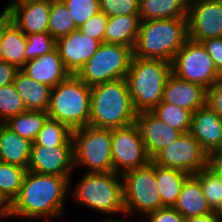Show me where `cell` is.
I'll list each match as a JSON object with an SVG mask.
<instances>
[{
    "label": "cell",
    "instance_id": "cell-1",
    "mask_svg": "<svg viewBox=\"0 0 222 222\" xmlns=\"http://www.w3.org/2000/svg\"><path fill=\"white\" fill-rule=\"evenodd\" d=\"M70 177L27 170L19 194L10 204V218H45L47 222L50 218H64V202L72 182Z\"/></svg>",
    "mask_w": 222,
    "mask_h": 222
},
{
    "label": "cell",
    "instance_id": "cell-2",
    "mask_svg": "<svg viewBox=\"0 0 222 222\" xmlns=\"http://www.w3.org/2000/svg\"><path fill=\"white\" fill-rule=\"evenodd\" d=\"M136 115L125 78L91 87L89 125L123 128L135 123Z\"/></svg>",
    "mask_w": 222,
    "mask_h": 222
},
{
    "label": "cell",
    "instance_id": "cell-3",
    "mask_svg": "<svg viewBox=\"0 0 222 222\" xmlns=\"http://www.w3.org/2000/svg\"><path fill=\"white\" fill-rule=\"evenodd\" d=\"M187 40V18L141 20L133 56L172 62Z\"/></svg>",
    "mask_w": 222,
    "mask_h": 222
},
{
    "label": "cell",
    "instance_id": "cell-4",
    "mask_svg": "<svg viewBox=\"0 0 222 222\" xmlns=\"http://www.w3.org/2000/svg\"><path fill=\"white\" fill-rule=\"evenodd\" d=\"M171 62L161 59L132 57L126 82L134 110L152 111L163 97Z\"/></svg>",
    "mask_w": 222,
    "mask_h": 222
},
{
    "label": "cell",
    "instance_id": "cell-5",
    "mask_svg": "<svg viewBox=\"0 0 222 222\" xmlns=\"http://www.w3.org/2000/svg\"><path fill=\"white\" fill-rule=\"evenodd\" d=\"M76 183L71 196L99 213L125 215L123 182L120 174L112 172H85Z\"/></svg>",
    "mask_w": 222,
    "mask_h": 222
},
{
    "label": "cell",
    "instance_id": "cell-6",
    "mask_svg": "<svg viewBox=\"0 0 222 222\" xmlns=\"http://www.w3.org/2000/svg\"><path fill=\"white\" fill-rule=\"evenodd\" d=\"M91 87L77 75L51 89L48 117L67 125L72 131L89 125Z\"/></svg>",
    "mask_w": 222,
    "mask_h": 222
},
{
    "label": "cell",
    "instance_id": "cell-7",
    "mask_svg": "<svg viewBox=\"0 0 222 222\" xmlns=\"http://www.w3.org/2000/svg\"><path fill=\"white\" fill-rule=\"evenodd\" d=\"M74 167H85L86 172H112L111 129L91 125L72 131Z\"/></svg>",
    "mask_w": 222,
    "mask_h": 222
},
{
    "label": "cell",
    "instance_id": "cell-8",
    "mask_svg": "<svg viewBox=\"0 0 222 222\" xmlns=\"http://www.w3.org/2000/svg\"><path fill=\"white\" fill-rule=\"evenodd\" d=\"M123 182L124 211L127 217L139 212L147 213L162 207L160 192L156 181L155 164L151 161L140 168L121 175Z\"/></svg>",
    "mask_w": 222,
    "mask_h": 222
},
{
    "label": "cell",
    "instance_id": "cell-9",
    "mask_svg": "<svg viewBox=\"0 0 222 222\" xmlns=\"http://www.w3.org/2000/svg\"><path fill=\"white\" fill-rule=\"evenodd\" d=\"M132 57L131 47L102 43L76 75L90 87L124 79L129 71Z\"/></svg>",
    "mask_w": 222,
    "mask_h": 222
},
{
    "label": "cell",
    "instance_id": "cell-10",
    "mask_svg": "<svg viewBox=\"0 0 222 222\" xmlns=\"http://www.w3.org/2000/svg\"><path fill=\"white\" fill-rule=\"evenodd\" d=\"M171 71L177 77L210 88L221 78L212 58L202 43L188 39L171 62Z\"/></svg>",
    "mask_w": 222,
    "mask_h": 222
},
{
    "label": "cell",
    "instance_id": "cell-11",
    "mask_svg": "<svg viewBox=\"0 0 222 222\" xmlns=\"http://www.w3.org/2000/svg\"><path fill=\"white\" fill-rule=\"evenodd\" d=\"M209 154L190 132L181 134L173 143L159 150L151 162L158 166L178 169L190 175L208 166Z\"/></svg>",
    "mask_w": 222,
    "mask_h": 222
},
{
    "label": "cell",
    "instance_id": "cell-12",
    "mask_svg": "<svg viewBox=\"0 0 222 222\" xmlns=\"http://www.w3.org/2000/svg\"><path fill=\"white\" fill-rule=\"evenodd\" d=\"M111 150L113 171L120 175L143 167L151 161L136 123L111 129Z\"/></svg>",
    "mask_w": 222,
    "mask_h": 222
},
{
    "label": "cell",
    "instance_id": "cell-13",
    "mask_svg": "<svg viewBox=\"0 0 222 222\" xmlns=\"http://www.w3.org/2000/svg\"><path fill=\"white\" fill-rule=\"evenodd\" d=\"M187 29L194 42L222 37V0H188Z\"/></svg>",
    "mask_w": 222,
    "mask_h": 222
},
{
    "label": "cell",
    "instance_id": "cell-14",
    "mask_svg": "<svg viewBox=\"0 0 222 222\" xmlns=\"http://www.w3.org/2000/svg\"><path fill=\"white\" fill-rule=\"evenodd\" d=\"M74 169V146L32 144L27 170L38 174L70 176Z\"/></svg>",
    "mask_w": 222,
    "mask_h": 222
},
{
    "label": "cell",
    "instance_id": "cell-15",
    "mask_svg": "<svg viewBox=\"0 0 222 222\" xmlns=\"http://www.w3.org/2000/svg\"><path fill=\"white\" fill-rule=\"evenodd\" d=\"M101 41L93 39L76 29L56 40V48L70 74L76 75L99 49Z\"/></svg>",
    "mask_w": 222,
    "mask_h": 222
},
{
    "label": "cell",
    "instance_id": "cell-16",
    "mask_svg": "<svg viewBox=\"0 0 222 222\" xmlns=\"http://www.w3.org/2000/svg\"><path fill=\"white\" fill-rule=\"evenodd\" d=\"M3 10L8 18L26 35L48 32L51 0L8 3Z\"/></svg>",
    "mask_w": 222,
    "mask_h": 222
},
{
    "label": "cell",
    "instance_id": "cell-17",
    "mask_svg": "<svg viewBox=\"0 0 222 222\" xmlns=\"http://www.w3.org/2000/svg\"><path fill=\"white\" fill-rule=\"evenodd\" d=\"M135 123L140 129L142 140L150 159L182 134L164 123L151 111L137 113Z\"/></svg>",
    "mask_w": 222,
    "mask_h": 222
},
{
    "label": "cell",
    "instance_id": "cell-18",
    "mask_svg": "<svg viewBox=\"0 0 222 222\" xmlns=\"http://www.w3.org/2000/svg\"><path fill=\"white\" fill-rule=\"evenodd\" d=\"M206 90L200 84L183 80L171 73L164 87L162 102L180 106L194 113L206 105Z\"/></svg>",
    "mask_w": 222,
    "mask_h": 222
},
{
    "label": "cell",
    "instance_id": "cell-19",
    "mask_svg": "<svg viewBox=\"0 0 222 222\" xmlns=\"http://www.w3.org/2000/svg\"><path fill=\"white\" fill-rule=\"evenodd\" d=\"M190 133L210 154L222 147V118L205 105L192 113Z\"/></svg>",
    "mask_w": 222,
    "mask_h": 222
},
{
    "label": "cell",
    "instance_id": "cell-20",
    "mask_svg": "<svg viewBox=\"0 0 222 222\" xmlns=\"http://www.w3.org/2000/svg\"><path fill=\"white\" fill-rule=\"evenodd\" d=\"M20 70L28 77L51 88L71 75L65 68L57 48L27 61Z\"/></svg>",
    "mask_w": 222,
    "mask_h": 222
},
{
    "label": "cell",
    "instance_id": "cell-21",
    "mask_svg": "<svg viewBox=\"0 0 222 222\" xmlns=\"http://www.w3.org/2000/svg\"><path fill=\"white\" fill-rule=\"evenodd\" d=\"M26 34L3 13L1 15L0 58L21 69L26 63Z\"/></svg>",
    "mask_w": 222,
    "mask_h": 222
},
{
    "label": "cell",
    "instance_id": "cell-22",
    "mask_svg": "<svg viewBox=\"0 0 222 222\" xmlns=\"http://www.w3.org/2000/svg\"><path fill=\"white\" fill-rule=\"evenodd\" d=\"M32 143L0 123V161L28 169Z\"/></svg>",
    "mask_w": 222,
    "mask_h": 222
},
{
    "label": "cell",
    "instance_id": "cell-23",
    "mask_svg": "<svg viewBox=\"0 0 222 222\" xmlns=\"http://www.w3.org/2000/svg\"><path fill=\"white\" fill-rule=\"evenodd\" d=\"M174 208L184 217L201 216L211 212L199 180L190 175L184 182Z\"/></svg>",
    "mask_w": 222,
    "mask_h": 222
},
{
    "label": "cell",
    "instance_id": "cell-24",
    "mask_svg": "<svg viewBox=\"0 0 222 222\" xmlns=\"http://www.w3.org/2000/svg\"><path fill=\"white\" fill-rule=\"evenodd\" d=\"M13 83L23 100L26 110L47 111L51 87L35 81L21 70L16 73Z\"/></svg>",
    "mask_w": 222,
    "mask_h": 222
},
{
    "label": "cell",
    "instance_id": "cell-25",
    "mask_svg": "<svg viewBox=\"0 0 222 222\" xmlns=\"http://www.w3.org/2000/svg\"><path fill=\"white\" fill-rule=\"evenodd\" d=\"M139 15L108 17L104 43L120 44L134 49L140 27Z\"/></svg>",
    "mask_w": 222,
    "mask_h": 222
},
{
    "label": "cell",
    "instance_id": "cell-26",
    "mask_svg": "<svg viewBox=\"0 0 222 222\" xmlns=\"http://www.w3.org/2000/svg\"><path fill=\"white\" fill-rule=\"evenodd\" d=\"M155 174L162 207H174L181 193L182 186L190 174L178 169L162 167L156 164Z\"/></svg>",
    "mask_w": 222,
    "mask_h": 222
},
{
    "label": "cell",
    "instance_id": "cell-27",
    "mask_svg": "<svg viewBox=\"0 0 222 222\" xmlns=\"http://www.w3.org/2000/svg\"><path fill=\"white\" fill-rule=\"evenodd\" d=\"M188 0H140V20L187 18Z\"/></svg>",
    "mask_w": 222,
    "mask_h": 222
},
{
    "label": "cell",
    "instance_id": "cell-28",
    "mask_svg": "<svg viewBox=\"0 0 222 222\" xmlns=\"http://www.w3.org/2000/svg\"><path fill=\"white\" fill-rule=\"evenodd\" d=\"M47 118V111L27 110L9 118L4 124L21 137L34 142Z\"/></svg>",
    "mask_w": 222,
    "mask_h": 222
},
{
    "label": "cell",
    "instance_id": "cell-29",
    "mask_svg": "<svg viewBox=\"0 0 222 222\" xmlns=\"http://www.w3.org/2000/svg\"><path fill=\"white\" fill-rule=\"evenodd\" d=\"M32 144L43 146H74L72 130L58 120L47 118Z\"/></svg>",
    "mask_w": 222,
    "mask_h": 222
},
{
    "label": "cell",
    "instance_id": "cell-30",
    "mask_svg": "<svg viewBox=\"0 0 222 222\" xmlns=\"http://www.w3.org/2000/svg\"><path fill=\"white\" fill-rule=\"evenodd\" d=\"M78 29L70 15V10L61 0H51L48 32L57 40Z\"/></svg>",
    "mask_w": 222,
    "mask_h": 222
},
{
    "label": "cell",
    "instance_id": "cell-31",
    "mask_svg": "<svg viewBox=\"0 0 222 222\" xmlns=\"http://www.w3.org/2000/svg\"><path fill=\"white\" fill-rule=\"evenodd\" d=\"M27 169L0 161V194L11 204L18 196Z\"/></svg>",
    "mask_w": 222,
    "mask_h": 222
},
{
    "label": "cell",
    "instance_id": "cell-32",
    "mask_svg": "<svg viewBox=\"0 0 222 222\" xmlns=\"http://www.w3.org/2000/svg\"><path fill=\"white\" fill-rule=\"evenodd\" d=\"M160 120L182 134L190 132L192 112L180 106L160 102L152 111Z\"/></svg>",
    "mask_w": 222,
    "mask_h": 222
},
{
    "label": "cell",
    "instance_id": "cell-33",
    "mask_svg": "<svg viewBox=\"0 0 222 222\" xmlns=\"http://www.w3.org/2000/svg\"><path fill=\"white\" fill-rule=\"evenodd\" d=\"M194 176L201 184L209 207L212 211L217 212L222 205V176L209 166L202 168Z\"/></svg>",
    "mask_w": 222,
    "mask_h": 222
},
{
    "label": "cell",
    "instance_id": "cell-34",
    "mask_svg": "<svg viewBox=\"0 0 222 222\" xmlns=\"http://www.w3.org/2000/svg\"><path fill=\"white\" fill-rule=\"evenodd\" d=\"M27 111L14 83L0 88V123Z\"/></svg>",
    "mask_w": 222,
    "mask_h": 222
},
{
    "label": "cell",
    "instance_id": "cell-35",
    "mask_svg": "<svg viewBox=\"0 0 222 222\" xmlns=\"http://www.w3.org/2000/svg\"><path fill=\"white\" fill-rule=\"evenodd\" d=\"M70 10L77 28L100 12V0H61Z\"/></svg>",
    "mask_w": 222,
    "mask_h": 222
},
{
    "label": "cell",
    "instance_id": "cell-36",
    "mask_svg": "<svg viewBox=\"0 0 222 222\" xmlns=\"http://www.w3.org/2000/svg\"><path fill=\"white\" fill-rule=\"evenodd\" d=\"M26 62L35 59L56 48V40L49 32L33 33L26 35Z\"/></svg>",
    "mask_w": 222,
    "mask_h": 222
},
{
    "label": "cell",
    "instance_id": "cell-37",
    "mask_svg": "<svg viewBox=\"0 0 222 222\" xmlns=\"http://www.w3.org/2000/svg\"><path fill=\"white\" fill-rule=\"evenodd\" d=\"M140 0H100V12L108 17L139 15Z\"/></svg>",
    "mask_w": 222,
    "mask_h": 222
},
{
    "label": "cell",
    "instance_id": "cell-38",
    "mask_svg": "<svg viewBox=\"0 0 222 222\" xmlns=\"http://www.w3.org/2000/svg\"><path fill=\"white\" fill-rule=\"evenodd\" d=\"M108 22V16L103 12H99L95 16L90 17L78 30L89 37L104 43V35Z\"/></svg>",
    "mask_w": 222,
    "mask_h": 222
},
{
    "label": "cell",
    "instance_id": "cell-39",
    "mask_svg": "<svg viewBox=\"0 0 222 222\" xmlns=\"http://www.w3.org/2000/svg\"><path fill=\"white\" fill-rule=\"evenodd\" d=\"M146 221H144L145 218ZM143 222H184V217L174 207H161L144 216Z\"/></svg>",
    "mask_w": 222,
    "mask_h": 222
},
{
    "label": "cell",
    "instance_id": "cell-40",
    "mask_svg": "<svg viewBox=\"0 0 222 222\" xmlns=\"http://www.w3.org/2000/svg\"><path fill=\"white\" fill-rule=\"evenodd\" d=\"M206 105L222 118V78L206 90Z\"/></svg>",
    "mask_w": 222,
    "mask_h": 222
},
{
    "label": "cell",
    "instance_id": "cell-41",
    "mask_svg": "<svg viewBox=\"0 0 222 222\" xmlns=\"http://www.w3.org/2000/svg\"><path fill=\"white\" fill-rule=\"evenodd\" d=\"M201 43L212 58L216 69L222 74V37L206 39Z\"/></svg>",
    "mask_w": 222,
    "mask_h": 222
},
{
    "label": "cell",
    "instance_id": "cell-42",
    "mask_svg": "<svg viewBox=\"0 0 222 222\" xmlns=\"http://www.w3.org/2000/svg\"><path fill=\"white\" fill-rule=\"evenodd\" d=\"M19 70L15 65L0 60V88L13 83Z\"/></svg>",
    "mask_w": 222,
    "mask_h": 222
},
{
    "label": "cell",
    "instance_id": "cell-43",
    "mask_svg": "<svg viewBox=\"0 0 222 222\" xmlns=\"http://www.w3.org/2000/svg\"><path fill=\"white\" fill-rule=\"evenodd\" d=\"M208 166L222 176V147L209 154Z\"/></svg>",
    "mask_w": 222,
    "mask_h": 222
},
{
    "label": "cell",
    "instance_id": "cell-44",
    "mask_svg": "<svg viewBox=\"0 0 222 222\" xmlns=\"http://www.w3.org/2000/svg\"><path fill=\"white\" fill-rule=\"evenodd\" d=\"M184 222H222L215 211L201 216H192L184 219Z\"/></svg>",
    "mask_w": 222,
    "mask_h": 222
},
{
    "label": "cell",
    "instance_id": "cell-45",
    "mask_svg": "<svg viewBox=\"0 0 222 222\" xmlns=\"http://www.w3.org/2000/svg\"><path fill=\"white\" fill-rule=\"evenodd\" d=\"M0 218H10V204L0 194Z\"/></svg>",
    "mask_w": 222,
    "mask_h": 222
},
{
    "label": "cell",
    "instance_id": "cell-46",
    "mask_svg": "<svg viewBox=\"0 0 222 222\" xmlns=\"http://www.w3.org/2000/svg\"><path fill=\"white\" fill-rule=\"evenodd\" d=\"M138 221H139V222H143V219H141V217H140V219L138 218ZM100 222H130V221H129V220L127 221V220H125V219H124V220H123V219L121 220V219H119V218L116 219V218H112V217H111V218H110V217H108V218L106 217V219H102ZM131 222H133V221L131 220Z\"/></svg>",
    "mask_w": 222,
    "mask_h": 222
},
{
    "label": "cell",
    "instance_id": "cell-47",
    "mask_svg": "<svg viewBox=\"0 0 222 222\" xmlns=\"http://www.w3.org/2000/svg\"><path fill=\"white\" fill-rule=\"evenodd\" d=\"M36 1H44V0H12L8 3H28V2H36Z\"/></svg>",
    "mask_w": 222,
    "mask_h": 222
},
{
    "label": "cell",
    "instance_id": "cell-48",
    "mask_svg": "<svg viewBox=\"0 0 222 222\" xmlns=\"http://www.w3.org/2000/svg\"><path fill=\"white\" fill-rule=\"evenodd\" d=\"M217 216H218V218L222 221V205H221V207L217 210Z\"/></svg>",
    "mask_w": 222,
    "mask_h": 222
},
{
    "label": "cell",
    "instance_id": "cell-49",
    "mask_svg": "<svg viewBox=\"0 0 222 222\" xmlns=\"http://www.w3.org/2000/svg\"><path fill=\"white\" fill-rule=\"evenodd\" d=\"M0 43H1V16H0ZM1 60V58H0Z\"/></svg>",
    "mask_w": 222,
    "mask_h": 222
}]
</instances>
